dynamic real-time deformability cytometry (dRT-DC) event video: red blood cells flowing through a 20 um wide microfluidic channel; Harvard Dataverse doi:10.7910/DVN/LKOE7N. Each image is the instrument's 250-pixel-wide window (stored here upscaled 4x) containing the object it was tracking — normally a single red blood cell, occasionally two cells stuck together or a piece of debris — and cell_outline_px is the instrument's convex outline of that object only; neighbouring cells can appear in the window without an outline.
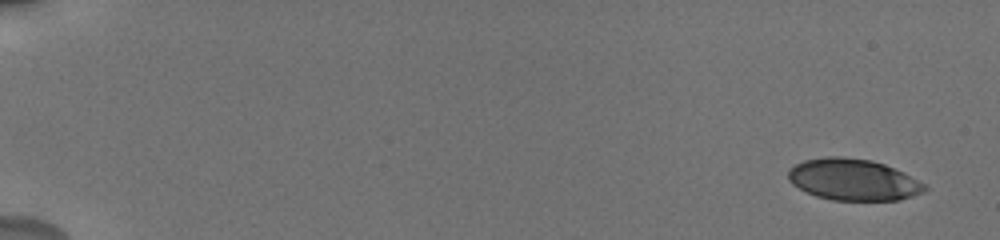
{"species": "human", "species_latin": "Homo sapiens", "temperature_condition": "cold", "stored_images_in_passage": 10, "camera_frame_rate_fps": 3000, "um_per_image_px": 0.085, "donor": {"sex": "male"}, "frame": {"image": 1, "passage_image": 1, "time_ms": 0.0, "image_size_px": [1000, 240], "cell_outline_px": [[928, 188], [924, 192], [900, 200], [832, 200], [816, 196], [792, 184], [788, 180], [788, 168], [804, 160], [828, 156], [840, 156], [872, 160], [884, 164], [928, 184]], "centroid_in_image_um": [72.53, 15.27], "position_along_channel_um": 12.5, "area_um2": 33.06}}
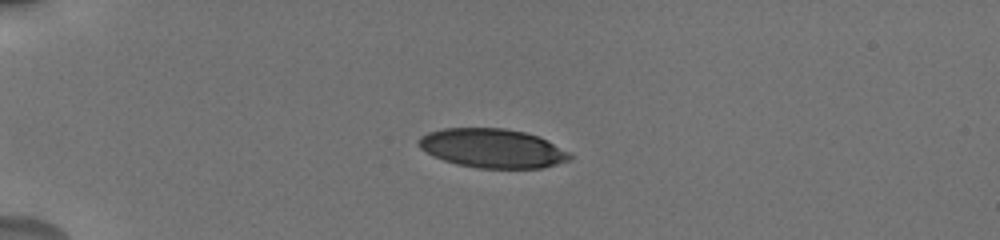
{"frame": {"image": 2, "passage_image": 5, "time_ms": 4.333, "image_size_px": [1000, 240], "cell_outline_px": [[572, 160], [540, 168], [480, 168], [456, 164], [444, 160], [420, 148], [416, 144], [416, 140], [420, 136], [428, 132], [444, 128], [504, 128], [524, 132], [548, 140], [568, 152], [572, 156]], "centroid_in_image_um": [41.84, 12.6], "position_along_channel_um": 43.2, "area_um2": 34.33}}
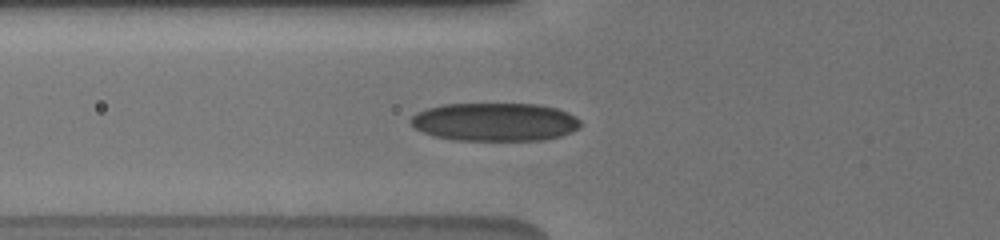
{"frame": {"image": 3, "passage_image": 10, "time_ms": 6.667, "image_size_px": [1000, 240], "cell_outline_px": [[580, 128], [572, 132], [560, 136], [544, 140], [452, 140], [432, 136], [416, 128], [408, 120], [416, 112], [428, 108], [444, 104], [536, 104], [556, 108], [568, 112], [576, 116], [580, 120]], "centroid_in_image_um": [42.07, 10.37], "position_along_channel_um": 83.7, "area_um2": 38.03}}